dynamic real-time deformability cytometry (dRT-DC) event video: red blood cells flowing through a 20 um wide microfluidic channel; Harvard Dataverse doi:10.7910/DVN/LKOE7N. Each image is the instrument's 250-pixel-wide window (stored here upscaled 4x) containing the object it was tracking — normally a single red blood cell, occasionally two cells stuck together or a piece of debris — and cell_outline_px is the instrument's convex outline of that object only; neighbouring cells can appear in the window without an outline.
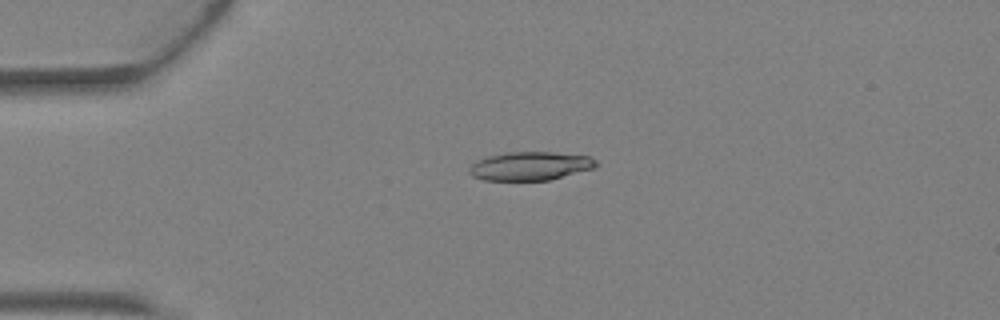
{"species": "Egyptian fruit bat (a non-hibernating species)", "species_latin": "Rousettus aegyptiacus", "temperature_condition": "warm", "stored_images_in_passage": 4, "camera_frame_rate_fps": 3000, "um_per_image_px": 0.085, "animal": {"sex": "female"}, "frame": {"image": 1, "passage_image": 3, "time_ms": 0.667, "image_size_px": [1000, 320], "cell_outline_px": [[596, 168], [548, 180], [484, 180], [472, 176], [468, 172], [468, 168], [476, 160], [488, 156], [508, 152], [552, 152], [588, 156], [596, 160]], "centroid_in_image_um": [45.04, 14.11], "position_along_channel_um": 40.0, "area_um2": 21.1}}
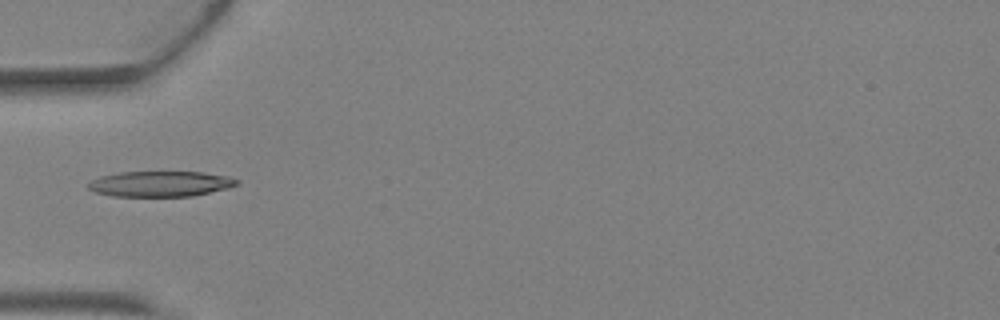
{"frame": {"image": 2, "passage_image": 4, "time_ms": 1.0, "image_size_px": [1000, 320], "cell_outline_px": [[240, 184], [228, 188], [192, 196], [112, 196], [96, 192], [88, 188], [88, 184], [92, 180], [100, 176], [120, 172], [204, 172], [228, 176], [240, 180]], "centroid_in_image_um": [13.67, 15.62], "position_along_channel_um": 71.3, "area_um2": 22.08}}